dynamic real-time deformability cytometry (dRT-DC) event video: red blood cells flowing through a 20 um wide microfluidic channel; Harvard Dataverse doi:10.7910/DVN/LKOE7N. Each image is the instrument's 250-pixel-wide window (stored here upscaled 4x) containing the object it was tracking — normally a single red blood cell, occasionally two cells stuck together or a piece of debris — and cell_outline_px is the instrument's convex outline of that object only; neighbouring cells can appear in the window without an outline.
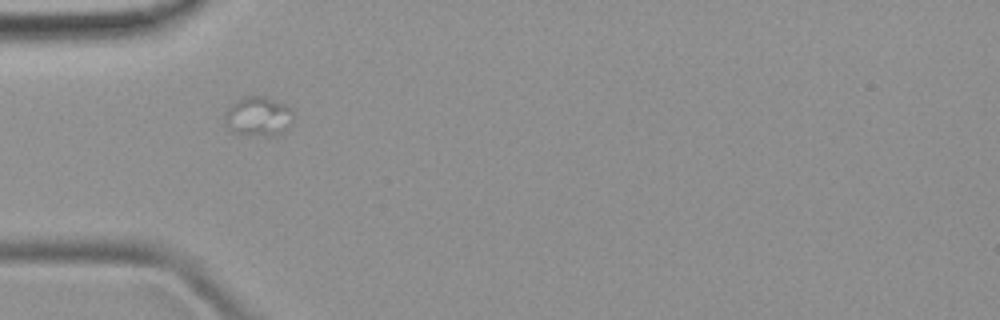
{"species": "common noctule bat (a hibernating species)", "species_latin": "Nyctalus noctula", "temperature_condition": "room temperature", "stored_images_in_passage": 17, "camera_frame_rate_fps": 3000, "um_per_image_px": 0.085, "animal": {"sex": "female", "body_mass_g": 19.9}, "frame": {"image": 1, "passage_image": 1, "time_ms": 0.0, "image_size_px": [1000, 320], "cell_outline_px": [[292, 112], [284, 128], [280, 132], [240, 132], [232, 128], [224, 120], [228, 108], [244, 96], [264, 96], [284, 104]], "centroid_in_image_um": [21.9, 9.78], "position_along_channel_um": 63.1, "area_um2": 13.87}}
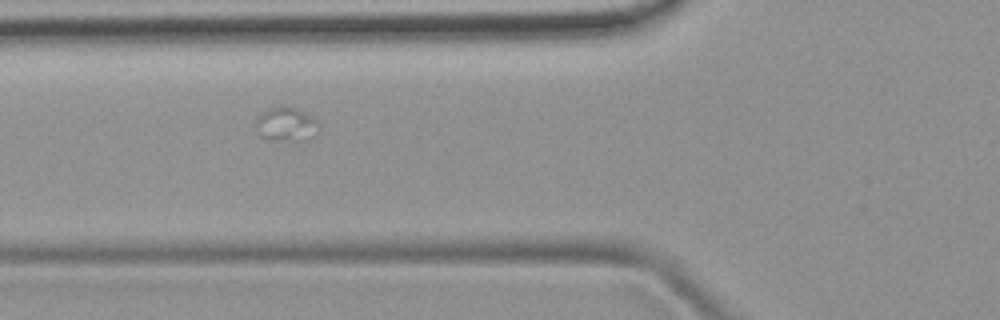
{"frame": {"image": 2, "passage_image": 4, "time_ms": 1.0, "image_size_px": [1000, 320], "cell_outline_px": [[320, 124], [312, 136], [304, 140], [276, 140], [260, 136], [256, 124], [256, 120], [268, 108], [284, 104], [304, 112], [312, 116]], "centroid_in_image_um": [24.33, 10.53], "position_along_channel_um": 101.5, "area_um2": 12.25}}